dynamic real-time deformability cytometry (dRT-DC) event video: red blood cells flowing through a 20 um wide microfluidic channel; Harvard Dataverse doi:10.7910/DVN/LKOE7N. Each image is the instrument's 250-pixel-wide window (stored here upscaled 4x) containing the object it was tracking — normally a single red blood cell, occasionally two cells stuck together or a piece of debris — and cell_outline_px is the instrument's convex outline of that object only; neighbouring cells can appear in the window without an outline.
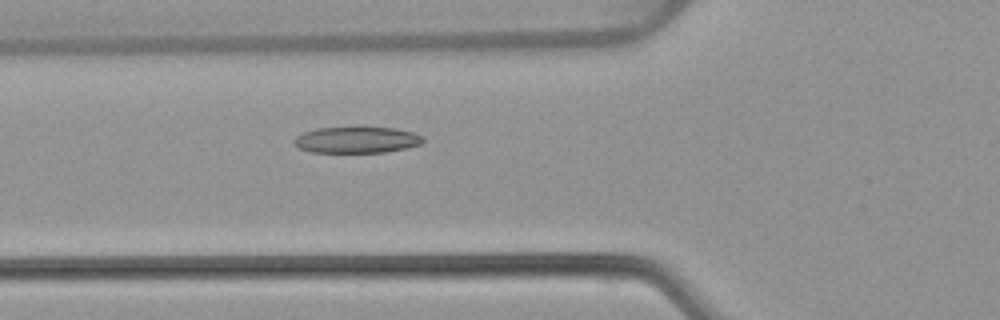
{"species": "common noctule bat (a hibernating species)", "species_latin": "Nyctalus noctula", "temperature_condition": "warm", "stored_images_in_passage": 53, "camera_frame_rate_fps": 3000, "um_per_image_px": 0.085, "animal": {"sex": "female", "body_mass_g": 22.7, "forearm_length_mm": 54.2}, "frame": {"image": 1, "passage_image": 20, "time_ms": 6.333, "image_size_px": [1000, 320], "cell_outline_px": [[424, 140], [420, 144], [408, 148], [384, 152], [312, 152], [300, 148], [292, 140], [296, 136], [304, 132], [316, 128], [396, 128], [412, 132], [424, 136]], "centroid_in_image_um": [30.34, 11.89], "position_along_channel_um": 95.5, "area_um2": 19.54}}
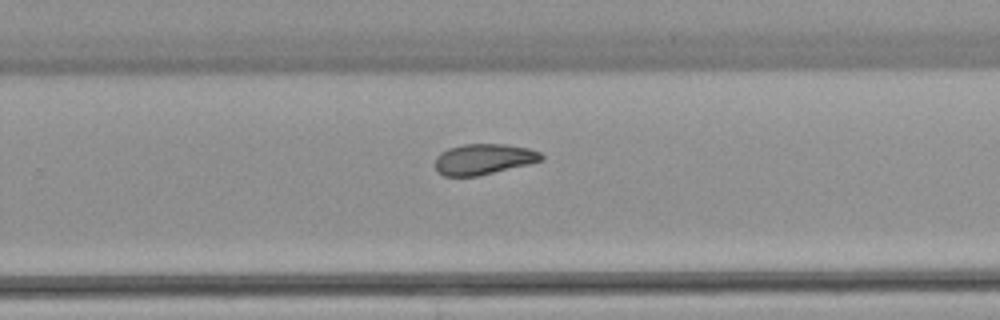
{"frame": {"image": 2, "passage_image": 35, "time_ms": 11.333, "image_size_px": [1000, 320], "cell_outline_px": [[544, 160], [528, 164], [476, 176], [444, 176], [436, 168], [436, 156], [440, 152], [448, 148], [464, 144], [504, 144], [528, 148], [540, 152], [544, 156]], "centroid_in_image_um": [41.11, 13.52], "position_along_channel_um": 288.7, "area_um2": 18.84}}
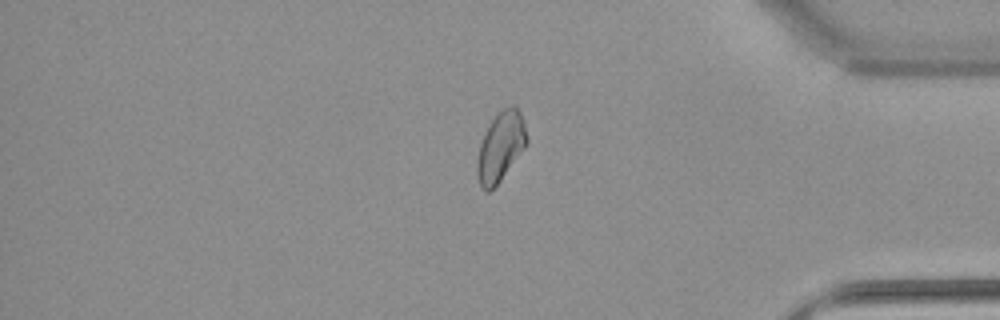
{"frame": {"image": 3, "passage_image": 45, "time_ms": 14.667, "image_size_px": [1000, 320], "cell_outline_px": [[528, 140], [524, 148], [500, 180], [488, 192], [480, 184], [476, 172], [476, 164], [480, 144], [484, 132], [488, 124], [504, 108], [512, 104], [516, 104], [524, 120], [528, 136]], "centroid_in_image_um": [42.56, 12.41], "position_along_channel_um": 392.6, "area_um2": 19.88}, "authors_computed_cell_mechanics": {"area_um2": 20.6346, "velocity_mm_per_s": 3.8669, "shape_relaxation_time_tau1_ms": null, "shape_relaxation_time_tau2_ms": 3.1443, "deformation_change_tau1": null, "deformation_change_tau2": 0.0905}}